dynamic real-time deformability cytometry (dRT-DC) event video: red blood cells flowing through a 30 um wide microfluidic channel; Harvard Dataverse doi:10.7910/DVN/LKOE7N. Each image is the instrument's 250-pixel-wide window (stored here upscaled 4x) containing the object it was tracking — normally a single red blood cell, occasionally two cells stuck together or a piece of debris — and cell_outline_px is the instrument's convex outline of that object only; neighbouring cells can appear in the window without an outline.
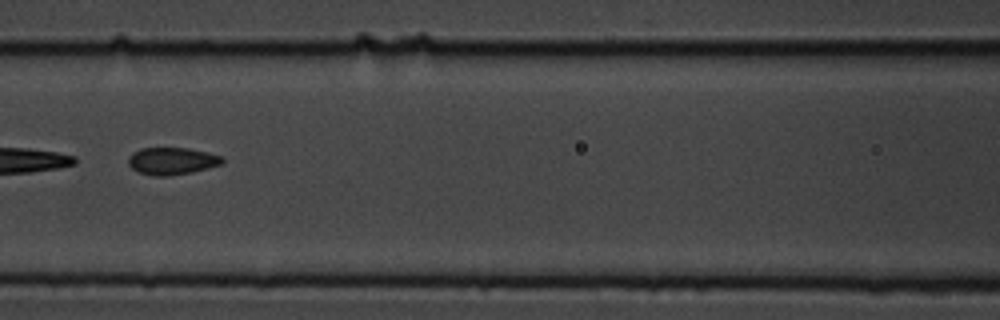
{"species": "common noctule bat (a hibernating species)", "species_latin": "Nyctalus noctula", "temperature_condition": "cold", "stored_images_in_passage": 7, "camera_frame_rate_fps": 3000, "um_per_image_px": 0.085, "animal": {"sex": "male", "body_mass_g": 19.5, "forearm_length_mm": 54.6}, "frame": {"image": 1, "passage_image": 7, "time_ms": 2.0, "image_size_px": [1000, 320], "cell_outline_px": [[224, 160], [220, 164], [208, 168], [192, 172], [168, 176], [152, 176], [140, 172], [132, 168], [128, 164], [128, 156], [132, 152], [140, 148], [188, 148], [208, 152], [220, 156]], "centroid_in_image_um": [14.58, 13.68], "position_along_channel_um": 152.0, "area_um2": 14.91}}